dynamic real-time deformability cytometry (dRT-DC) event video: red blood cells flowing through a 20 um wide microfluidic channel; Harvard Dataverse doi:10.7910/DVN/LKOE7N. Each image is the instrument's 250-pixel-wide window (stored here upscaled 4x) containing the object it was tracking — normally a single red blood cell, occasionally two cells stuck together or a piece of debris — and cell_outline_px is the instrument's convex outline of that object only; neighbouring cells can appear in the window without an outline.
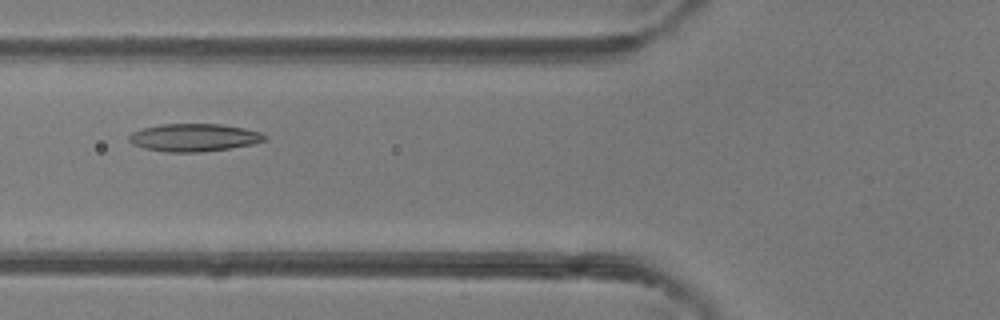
{"species": "common noctule bat (a hibernating species)", "species_latin": "Nyctalus noctula", "temperature_condition": "room temperature", "stored_images_in_passage": 5, "camera_frame_rate_fps": 3000, "um_per_image_px": 0.085, "animal": {"sex": "female"}, "frame": {"image": 1, "passage_image": 5, "time_ms": 5.333, "image_size_px": [1000, 320], "cell_outline_px": [[268, 136], [264, 140], [252, 144], [228, 148], [200, 152], [168, 152], [144, 148], [132, 144], [128, 140], [128, 136], [132, 132], [144, 128], [160, 124], [220, 124], [244, 128], [260, 132]], "centroid_in_image_um": [16.47, 11.69], "position_along_channel_um": 109.3, "area_um2": 21.79}}